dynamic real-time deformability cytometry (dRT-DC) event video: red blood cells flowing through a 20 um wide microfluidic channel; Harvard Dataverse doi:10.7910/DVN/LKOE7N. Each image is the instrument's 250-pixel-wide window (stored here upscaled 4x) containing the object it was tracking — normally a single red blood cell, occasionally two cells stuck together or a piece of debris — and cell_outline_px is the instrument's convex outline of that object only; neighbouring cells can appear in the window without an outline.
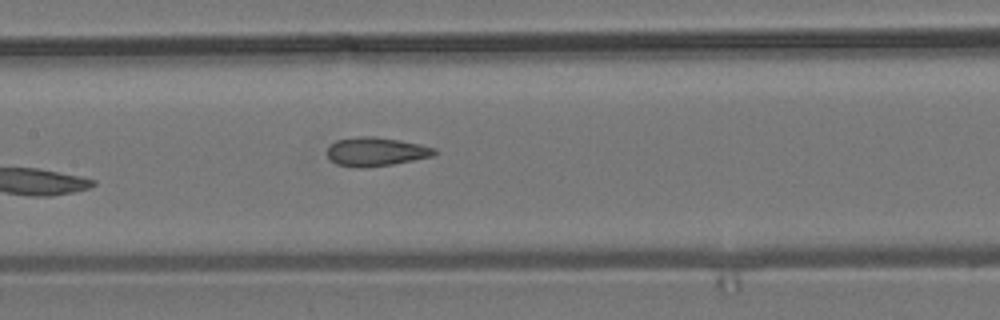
{"species": "common noctule bat (a hibernating species)", "species_latin": "Nyctalus noctula", "temperature_condition": "room temperature", "stored_images_in_passage": 9, "camera_frame_rate_fps": 3000, "um_per_image_px": 0.085, "animal": {"sex": "male", "body_mass_g": 19.2, "forearm_length_mm": 51.8}, "frame": {"image": 1, "passage_image": 9, "time_ms": 2.667, "image_size_px": [1000, 320], "cell_outline_px": [[436, 152], [432, 156], [392, 164], [364, 168], [356, 168], [336, 164], [328, 160], [328, 148], [336, 140], [360, 136], [376, 136], [400, 140], [420, 144], [436, 148]], "centroid_in_image_um": [31.93, 12.89], "position_along_channel_um": 175.5, "area_um2": 18.03}}